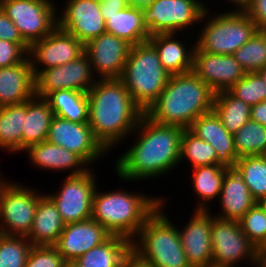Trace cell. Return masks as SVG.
<instances>
[{
  "instance_id": "cell-1",
  "label": "cell",
  "mask_w": 266,
  "mask_h": 267,
  "mask_svg": "<svg viewBox=\"0 0 266 267\" xmlns=\"http://www.w3.org/2000/svg\"><path fill=\"white\" fill-rule=\"evenodd\" d=\"M183 130L178 126L157 124L144 114L128 137L137 136L134 144L113 161L115 176L117 174L118 180L124 183H140L175 171L179 166Z\"/></svg>"
},
{
  "instance_id": "cell-2",
  "label": "cell",
  "mask_w": 266,
  "mask_h": 267,
  "mask_svg": "<svg viewBox=\"0 0 266 267\" xmlns=\"http://www.w3.org/2000/svg\"><path fill=\"white\" fill-rule=\"evenodd\" d=\"M87 98L88 124L95 138L110 154L116 146L117 149L124 144L144 112L121 79H98L87 92Z\"/></svg>"
},
{
  "instance_id": "cell-3",
  "label": "cell",
  "mask_w": 266,
  "mask_h": 267,
  "mask_svg": "<svg viewBox=\"0 0 266 267\" xmlns=\"http://www.w3.org/2000/svg\"><path fill=\"white\" fill-rule=\"evenodd\" d=\"M214 97L215 92L194 72L170 75L144 114L157 124L189 129L200 115L212 111Z\"/></svg>"
},
{
  "instance_id": "cell-4",
  "label": "cell",
  "mask_w": 266,
  "mask_h": 267,
  "mask_svg": "<svg viewBox=\"0 0 266 267\" xmlns=\"http://www.w3.org/2000/svg\"><path fill=\"white\" fill-rule=\"evenodd\" d=\"M125 189L120 186L119 189L102 192L97 186L92 199L91 218L111 235L132 241L146 220L159 208L162 196Z\"/></svg>"
},
{
  "instance_id": "cell-5",
  "label": "cell",
  "mask_w": 266,
  "mask_h": 267,
  "mask_svg": "<svg viewBox=\"0 0 266 267\" xmlns=\"http://www.w3.org/2000/svg\"><path fill=\"white\" fill-rule=\"evenodd\" d=\"M167 201L169 198L162 196L159 208L132 240V253L150 267H191L181 243L178 224H174L169 212L164 210L168 207Z\"/></svg>"
},
{
  "instance_id": "cell-6",
  "label": "cell",
  "mask_w": 266,
  "mask_h": 267,
  "mask_svg": "<svg viewBox=\"0 0 266 267\" xmlns=\"http://www.w3.org/2000/svg\"><path fill=\"white\" fill-rule=\"evenodd\" d=\"M212 10L207 6L197 25L201 28L200 32L196 31L198 38L195 37L194 51L233 55L259 30L245 11L227 9L213 13Z\"/></svg>"
},
{
  "instance_id": "cell-7",
  "label": "cell",
  "mask_w": 266,
  "mask_h": 267,
  "mask_svg": "<svg viewBox=\"0 0 266 267\" xmlns=\"http://www.w3.org/2000/svg\"><path fill=\"white\" fill-rule=\"evenodd\" d=\"M169 77L149 41L131 46L120 79L144 113L158 99Z\"/></svg>"
},
{
  "instance_id": "cell-8",
  "label": "cell",
  "mask_w": 266,
  "mask_h": 267,
  "mask_svg": "<svg viewBox=\"0 0 266 267\" xmlns=\"http://www.w3.org/2000/svg\"><path fill=\"white\" fill-rule=\"evenodd\" d=\"M207 5L204 0H154L142 8L143 22L150 36L179 32L186 35L188 31L193 33Z\"/></svg>"
},
{
  "instance_id": "cell-9",
  "label": "cell",
  "mask_w": 266,
  "mask_h": 267,
  "mask_svg": "<svg viewBox=\"0 0 266 267\" xmlns=\"http://www.w3.org/2000/svg\"><path fill=\"white\" fill-rule=\"evenodd\" d=\"M54 1L0 0V8L30 46L33 42L46 37L58 26L57 13L62 8H58L57 1Z\"/></svg>"
},
{
  "instance_id": "cell-10",
  "label": "cell",
  "mask_w": 266,
  "mask_h": 267,
  "mask_svg": "<svg viewBox=\"0 0 266 267\" xmlns=\"http://www.w3.org/2000/svg\"><path fill=\"white\" fill-rule=\"evenodd\" d=\"M27 184L9 181L0 191V231L4 235L27 236L32 228L38 199L44 192Z\"/></svg>"
},
{
  "instance_id": "cell-11",
  "label": "cell",
  "mask_w": 266,
  "mask_h": 267,
  "mask_svg": "<svg viewBox=\"0 0 266 267\" xmlns=\"http://www.w3.org/2000/svg\"><path fill=\"white\" fill-rule=\"evenodd\" d=\"M211 245L212 266L239 267L241 263L249 267L256 266L257 248L242 232L239 221L219 219L212 215Z\"/></svg>"
},
{
  "instance_id": "cell-12",
  "label": "cell",
  "mask_w": 266,
  "mask_h": 267,
  "mask_svg": "<svg viewBox=\"0 0 266 267\" xmlns=\"http://www.w3.org/2000/svg\"><path fill=\"white\" fill-rule=\"evenodd\" d=\"M96 173L90 168L84 174L66 175L59 190L45 193L56 205L65 224L91 218L93 194L99 186Z\"/></svg>"
},
{
  "instance_id": "cell-13",
  "label": "cell",
  "mask_w": 266,
  "mask_h": 267,
  "mask_svg": "<svg viewBox=\"0 0 266 267\" xmlns=\"http://www.w3.org/2000/svg\"><path fill=\"white\" fill-rule=\"evenodd\" d=\"M47 141L77 154L92 168L110 155L95 138L88 123H74L57 116L52 119Z\"/></svg>"
},
{
  "instance_id": "cell-14",
  "label": "cell",
  "mask_w": 266,
  "mask_h": 267,
  "mask_svg": "<svg viewBox=\"0 0 266 267\" xmlns=\"http://www.w3.org/2000/svg\"><path fill=\"white\" fill-rule=\"evenodd\" d=\"M97 80L88 57L83 53L72 62L40 71L34 77L35 96L44 98L51 91L61 89L87 93Z\"/></svg>"
},
{
  "instance_id": "cell-15",
  "label": "cell",
  "mask_w": 266,
  "mask_h": 267,
  "mask_svg": "<svg viewBox=\"0 0 266 267\" xmlns=\"http://www.w3.org/2000/svg\"><path fill=\"white\" fill-rule=\"evenodd\" d=\"M84 53V44L57 26L46 37L29 46L28 57L34 77L42 70L72 62Z\"/></svg>"
},
{
  "instance_id": "cell-16",
  "label": "cell",
  "mask_w": 266,
  "mask_h": 267,
  "mask_svg": "<svg viewBox=\"0 0 266 267\" xmlns=\"http://www.w3.org/2000/svg\"><path fill=\"white\" fill-rule=\"evenodd\" d=\"M131 46L127 41L105 32L85 43L84 53L97 79H120Z\"/></svg>"
},
{
  "instance_id": "cell-17",
  "label": "cell",
  "mask_w": 266,
  "mask_h": 267,
  "mask_svg": "<svg viewBox=\"0 0 266 267\" xmlns=\"http://www.w3.org/2000/svg\"><path fill=\"white\" fill-rule=\"evenodd\" d=\"M62 10L58 26L83 44L106 32L99 0H65Z\"/></svg>"
},
{
  "instance_id": "cell-18",
  "label": "cell",
  "mask_w": 266,
  "mask_h": 267,
  "mask_svg": "<svg viewBox=\"0 0 266 267\" xmlns=\"http://www.w3.org/2000/svg\"><path fill=\"white\" fill-rule=\"evenodd\" d=\"M192 213L184 227L177 226L187 261L191 267L212 266V209L193 210Z\"/></svg>"
},
{
  "instance_id": "cell-19",
  "label": "cell",
  "mask_w": 266,
  "mask_h": 267,
  "mask_svg": "<svg viewBox=\"0 0 266 267\" xmlns=\"http://www.w3.org/2000/svg\"><path fill=\"white\" fill-rule=\"evenodd\" d=\"M192 72L215 93L229 90L246 74L233 55L204 51H194Z\"/></svg>"
},
{
  "instance_id": "cell-20",
  "label": "cell",
  "mask_w": 266,
  "mask_h": 267,
  "mask_svg": "<svg viewBox=\"0 0 266 267\" xmlns=\"http://www.w3.org/2000/svg\"><path fill=\"white\" fill-rule=\"evenodd\" d=\"M111 234L94 219L65 224L62 234L53 245L65 261L80 256L105 242Z\"/></svg>"
},
{
  "instance_id": "cell-21",
  "label": "cell",
  "mask_w": 266,
  "mask_h": 267,
  "mask_svg": "<svg viewBox=\"0 0 266 267\" xmlns=\"http://www.w3.org/2000/svg\"><path fill=\"white\" fill-rule=\"evenodd\" d=\"M31 166L45 172H67V176L84 174L90 167L75 153L48 141L31 145L26 150ZM30 159V160H29ZM69 171V172H68Z\"/></svg>"
},
{
  "instance_id": "cell-22",
  "label": "cell",
  "mask_w": 266,
  "mask_h": 267,
  "mask_svg": "<svg viewBox=\"0 0 266 267\" xmlns=\"http://www.w3.org/2000/svg\"><path fill=\"white\" fill-rule=\"evenodd\" d=\"M198 138L210 143L217 153V165L234 168L238 160L234 146V136L222 125L220 118L212 110L200 115L189 127Z\"/></svg>"
},
{
  "instance_id": "cell-23",
  "label": "cell",
  "mask_w": 266,
  "mask_h": 267,
  "mask_svg": "<svg viewBox=\"0 0 266 267\" xmlns=\"http://www.w3.org/2000/svg\"><path fill=\"white\" fill-rule=\"evenodd\" d=\"M177 36V37H176ZM182 36V40L179 39ZM184 33L152 35L148 41L155 47L163 68L170 74H183L192 71L195 42H184ZM191 46V47H190Z\"/></svg>"
},
{
  "instance_id": "cell-24",
  "label": "cell",
  "mask_w": 266,
  "mask_h": 267,
  "mask_svg": "<svg viewBox=\"0 0 266 267\" xmlns=\"http://www.w3.org/2000/svg\"><path fill=\"white\" fill-rule=\"evenodd\" d=\"M221 208L213 214L224 220L239 221L257 201L249 192L248 186L235 168H229L224 176L218 198Z\"/></svg>"
},
{
  "instance_id": "cell-25",
  "label": "cell",
  "mask_w": 266,
  "mask_h": 267,
  "mask_svg": "<svg viewBox=\"0 0 266 267\" xmlns=\"http://www.w3.org/2000/svg\"><path fill=\"white\" fill-rule=\"evenodd\" d=\"M35 95V82L29 57L23 62L0 68V107L22 104Z\"/></svg>"
},
{
  "instance_id": "cell-26",
  "label": "cell",
  "mask_w": 266,
  "mask_h": 267,
  "mask_svg": "<svg viewBox=\"0 0 266 267\" xmlns=\"http://www.w3.org/2000/svg\"><path fill=\"white\" fill-rule=\"evenodd\" d=\"M65 223L54 202L44 193L39 199L32 228L26 238L33 246H53Z\"/></svg>"
},
{
  "instance_id": "cell-27",
  "label": "cell",
  "mask_w": 266,
  "mask_h": 267,
  "mask_svg": "<svg viewBox=\"0 0 266 267\" xmlns=\"http://www.w3.org/2000/svg\"><path fill=\"white\" fill-rule=\"evenodd\" d=\"M54 112L44 98L33 96L24 102L22 152L29 146L47 141Z\"/></svg>"
},
{
  "instance_id": "cell-28",
  "label": "cell",
  "mask_w": 266,
  "mask_h": 267,
  "mask_svg": "<svg viewBox=\"0 0 266 267\" xmlns=\"http://www.w3.org/2000/svg\"><path fill=\"white\" fill-rule=\"evenodd\" d=\"M229 168L222 165L199 166L191 169L190 184L196 195V206L193 210L209 211L212 202L218 200L224 176ZM212 201V202H211Z\"/></svg>"
},
{
  "instance_id": "cell-29",
  "label": "cell",
  "mask_w": 266,
  "mask_h": 267,
  "mask_svg": "<svg viewBox=\"0 0 266 267\" xmlns=\"http://www.w3.org/2000/svg\"><path fill=\"white\" fill-rule=\"evenodd\" d=\"M106 32L113 34L129 44L137 45L151 37L143 22L142 9L129 5L113 15H102Z\"/></svg>"
},
{
  "instance_id": "cell-30",
  "label": "cell",
  "mask_w": 266,
  "mask_h": 267,
  "mask_svg": "<svg viewBox=\"0 0 266 267\" xmlns=\"http://www.w3.org/2000/svg\"><path fill=\"white\" fill-rule=\"evenodd\" d=\"M132 254V241L111 235L105 242L92 248L74 261L79 267H122Z\"/></svg>"
},
{
  "instance_id": "cell-31",
  "label": "cell",
  "mask_w": 266,
  "mask_h": 267,
  "mask_svg": "<svg viewBox=\"0 0 266 267\" xmlns=\"http://www.w3.org/2000/svg\"><path fill=\"white\" fill-rule=\"evenodd\" d=\"M44 99L54 115L74 123H88L89 102L87 93L75 90H54Z\"/></svg>"
},
{
  "instance_id": "cell-32",
  "label": "cell",
  "mask_w": 266,
  "mask_h": 267,
  "mask_svg": "<svg viewBox=\"0 0 266 267\" xmlns=\"http://www.w3.org/2000/svg\"><path fill=\"white\" fill-rule=\"evenodd\" d=\"M24 103L0 107V151L22 152Z\"/></svg>"
},
{
  "instance_id": "cell-33",
  "label": "cell",
  "mask_w": 266,
  "mask_h": 267,
  "mask_svg": "<svg viewBox=\"0 0 266 267\" xmlns=\"http://www.w3.org/2000/svg\"><path fill=\"white\" fill-rule=\"evenodd\" d=\"M212 110L227 131L233 135L250 120L251 106L233 96L228 90L215 93Z\"/></svg>"
},
{
  "instance_id": "cell-34",
  "label": "cell",
  "mask_w": 266,
  "mask_h": 267,
  "mask_svg": "<svg viewBox=\"0 0 266 267\" xmlns=\"http://www.w3.org/2000/svg\"><path fill=\"white\" fill-rule=\"evenodd\" d=\"M234 168L242 176L257 202L266 197V155L240 157Z\"/></svg>"
},
{
  "instance_id": "cell-35",
  "label": "cell",
  "mask_w": 266,
  "mask_h": 267,
  "mask_svg": "<svg viewBox=\"0 0 266 267\" xmlns=\"http://www.w3.org/2000/svg\"><path fill=\"white\" fill-rule=\"evenodd\" d=\"M185 162L189 163L192 169L214 165L217 164V153L210 143L198 138L189 129H184L181 138L179 166Z\"/></svg>"
},
{
  "instance_id": "cell-36",
  "label": "cell",
  "mask_w": 266,
  "mask_h": 267,
  "mask_svg": "<svg viewBox=\"0 0 266 267\" xmlns=\"http://www.w3.org/2000/svg\"><path fill=\"white\" fill-rule=\"evenodd\" d=\"M233 136L239 158L266 155V126L250 119Z\"/></svg>"
},
{
  "instance_id": "cell-37",
  "label": "cell",
  "mask_w": 266,
  "mask_h": 267,
  "mask_svg": "<svg viewBox=\"0 0 266 267\" xmlns=\"http://www.w3.org/2000/svg\"><path fill=\"white\" fill-rule=\"evenodd\" d=\"M245 72H257L266 67V35L261 29L233 53Z\"/></svg>"
},
{
  "instance_id": "cell-38",
  "label": "cell",
  "mask_w": 266,
  "mask_h": 267,
  "mask_svg": "<svg viewBox=\"0 0 266 267\" xmlns=\"http://www.w3.org/2000/svg\"><path fill=\"white\" fill-rule=\"evenodd\" d=\"M33 245L26 236L0 235V267H25Z\"/></svg>"
},
{
  "instance_id": "cell-39",
  "label": "cell",
  "mask_w": 266,
  "mask_h": 267,
  "mask_svg": "<svg viewBox=\"0 0 266 267\" xmlns=\"http://www.w3.org/2000/svg\"><path fill=\"white\" fill-rule=\"evenodd\" d=\"M228 91L250 106L266 101V85L257 72H246Z\"/></svg>"
},
{
  "instance_id": "cell-40",
  "label": "cell",
  "mask_w": 266,
  "mask_h": 267,
  "mask_svg": "<svg viewBox=\"0 0 266 267\" xmlns=\"http://www.w3.org/2000/svg\"><path fill=\"white\" fill-rule=\"evenodd\" d=\"M242 232L257 248L266 247V212L256 203L239 220Z\"/></svg>"
},
{
  "instance_id": "cell-41",
  "label": "cell",
  "mask_w": 266,
  "mask_h": 267,
  "mask_svg": "<svg viewBox=\"0 0 266 267\" xmlns=\"http://www.w3.org/2000/svg\"><path fill=\"white\" fill-rule=\"evenodd\" d=\"M65 262L54 246H32L25 267H62Z\"/></svg>"
},
{
  "instance_id": "cell-42",
  "label": "cell",
  "mask_w": 266,
  "mask_h": 267,
  "mask_svg": "<svg viewBox=\"0 0 266 267\" xmlns=\"http://www.w3.org/2000/svg\"><path fill=\"white\" fill-rule=\"evenodd\" d=\"M29 45L0 39V68L11 67L28 57Z\"/></svg>"
},
{
  "instance_id": "cell-43",
  "label": "cell",
  "mask_w": 266,
  "mask_h": 267,
  "mask_svg": "<svg viewBox=\"0 0 266 267\" xmlns=\"http://www.w3.org/2000/svg\"><path fill=\"white\" fill-rule=\"evenodd\" d=\"M0 39L17 43L27 44L18 31V28L0 8Z\"/></svg>"
},
{
  "instance_id": "cell-44",
  "label": "cell",
  "mask_w": 266,
  "mask_h": 267,
  "mask_svg": "<svg viewBox=\"0 0 266 267\" xmlns=\"http://www.w3.org/2000/svg\"><path fill=\"white\" fill-rule=\"evenodd\" d=\"M244 11L259 29L266 26V0H252Z\"/></svg>"
},
{
  "instance_id": "cell-45",
  "label": "cell",
  "mask_w": 266,
  "mask_h": 267,
  "mask_svg": "<svg viewBox=\"0 0 266 267\" xmlns=\"http://www.w3.org/2000/svg\"><path fill=\"white\" fill-rule=\"evenodd\" d=\"M102 15H113L128 7L129 0H99Z\"/></svg>"
},
{
  "instance_id": "cell-46",
  "label": "cell",
  "mask_w": 266,
  "mask_h": 267,
  "mask_svg": "<svg viewBox=\"0 0 266 267\" xmlns=\"http://www.w3.org/2000/svg\"><path fill=\"white\" fill-rule=\"evenodd\" d=\"M250 119L266 126V101L251 106Z\"/></svg>"
},
{
  "instance_id": "cell-47",
  "label": "cell",
  "mask_w": 266,
  "mask_h": 267,
  "mask_svg": "<svg viewBox=\"0 0 266 267\" xmlns=\"http://www.w3.org/2000/svg\"><path fill=\"white\" fill-rule=\"evenodd\" d=\"M122 267H150L145 262L138 259L133 253L124 261Z\"/></svg>"
},
{
  "instance_id": "cell-48",
  "label": "cell",
  "mask_w": 266,
  "mask_h": 267,
  "mask_svg": "<svg viewBox=\"0 0 266 267\" xmlns=\"http://www.w3.org/2000/svg\"><path fill=\"white\" fill-rule=\"evenodd\" d=\"M231 4V9L235 11H244L250 4L252 0H225ZM233 4V5H232ZM235 8V9H234Z\"/></svg>"
},
{
  "instance_id": "cell-49",
  "label": "cell",
  "mask_w": 266,
  "mask_h": 267,
  "mask_svg": "<svg viewBox=\"0 0 266 267\" xmlns=\"http://www.w3.org/2000/svg\"><path fill=\"white\" fill-rule=\"evenodd\" d=\"M255 267H266V247L257 249V258Z\"/></svg>"
},
{
  "instance_id": "cell-50",
  "label": "cell",
  "mask_w": 266,
  "mask_h": 267,
  "mask_svg": "<svg viewBox=\"0 0 266 267\" xmlns=\"http://www.w3.org/2000/svg\"><path fill=\"white\" fill-rule=\"evenodd\" d=\"M154 0H129L130 5L137 8L148 7Z\"/></svg>"
},
{
  "instance_id": "cell-51",
  "label": "cell",
  "mask_w": 266,
  "mask_h": 267,
  "mask_svg": "<svg viewBox=\"0 0 266 267\" xmlns=\"http://www.w3.org/2000/svg\"><path fill=\"white\" fill-rule=\"evenodd\" d=\"M1 172V171H0ZM10 180L8 178H4V176L2 175V173H0V191L2 190V188L9 182Z\"/></svg>"
},
{
  "instance_id": "cell-52",
  "label": "cell",
  "mask_w": 266,
  "mask_h": 267,
  "mask_svg": "<svg viewBox=\"0 0 266 267\" xmlns=\"http://www.w3.org/2000/svg\"><path fill=\"white\" fill-rule=\"evenodd\" d=\"M257 73L261 76V78L263 79V82L266 85V67H264L263 69H260L259 71H257Z\"/></svg>"
},
{
  "instance_id": "cell-53",
  "label": "cell",
  "mask_w": 266,
  "mask_h": 267,
  "mask_svg": "<svg viewBox=\"0 0 266 267\" xmlns=\"http://www.w3.org/2000/svg\"><path fill=\"white\" fill-rule=\"evenodd\" d=\"M262 208L263 210L266 212V197H263L262 199H260L257 202Z\"/></svg>"
},
{
  "instance_id": "cell-54",
  "label": "cell",
  "mask_w": 266,
  "mask_h": 267,
  "mask_svg": "<svg viewBox=\"0 0 266 267\" xmlns=\"http://www.w3.org/2000/svg\"><path fill=\"white\" fill-rule=\"evenodd\" d=\"M62 267H79L74 261H66Z\"/></svg>"
},
{
  "instance_id": "cell-55",
  "label": "cell",
  "mask_w": 266,
  "mask_h": 267,
  "mask_svg": "<svg viewBox=\"0 0 266 267\" xmlns=\"http://www.w3.org/2000/svg\"><path fill=\"white\" fill-rule=\"evenodd\" d=\"M263 33L266 35V26L261 29Z\"/></svg>"
}]
</instances>
